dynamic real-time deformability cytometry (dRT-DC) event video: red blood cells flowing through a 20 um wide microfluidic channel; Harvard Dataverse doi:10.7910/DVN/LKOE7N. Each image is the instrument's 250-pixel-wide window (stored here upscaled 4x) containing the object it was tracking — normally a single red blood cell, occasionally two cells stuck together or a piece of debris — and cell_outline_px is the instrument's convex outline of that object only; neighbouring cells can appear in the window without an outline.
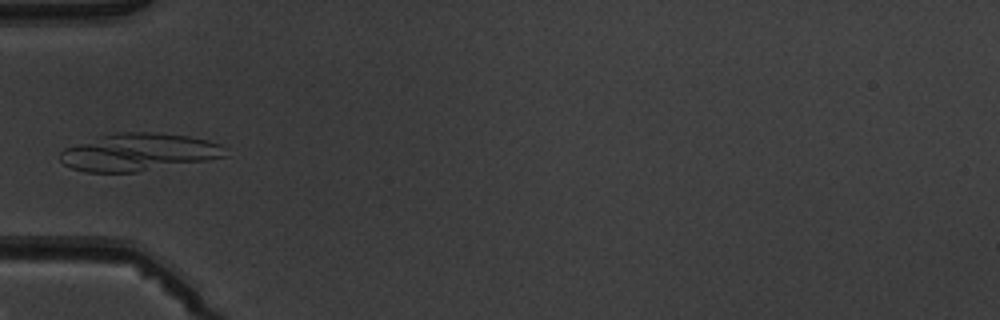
{"species": "common noctule bat (a hibernating species)", "species_latin": "Nyctalus noctula", "temperature_condition": "warm", "stored_images_in_passage": 6, "camera_frame_rate_fps": 3000, "um_per_image_px": 0.085, "animal": {"sex": "male", "body_mass_g": 19.5, "forearm_length_mm": 54.6}, "frame": {"image": 1, "passage_image": 4, "time_ms": 3.333, "image_size_px": [1000, 320], "cell_outline_px": [[228, 156], [136, 172], [84, 172], [72, 168], [64, 164], [60, 160], [60, 152], [64, 148], [112, 132], [152, 132], [188, 136], [208, 140], [220, 144], [224, 148]], "centroid_in_image_um": [11.75, 12.93], "position_along_channel_um": 73.2, "area_um2": 35.89}}